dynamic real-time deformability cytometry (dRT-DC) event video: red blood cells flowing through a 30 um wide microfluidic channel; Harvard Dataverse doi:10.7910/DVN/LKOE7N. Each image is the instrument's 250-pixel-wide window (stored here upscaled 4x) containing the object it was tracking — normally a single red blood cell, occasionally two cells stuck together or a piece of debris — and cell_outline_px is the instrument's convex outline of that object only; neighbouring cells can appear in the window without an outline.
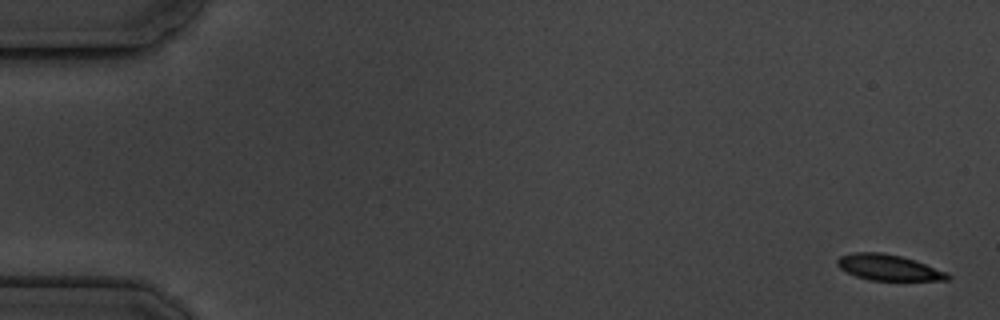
{"species": "common noctule bat (a hibernating species)", "species_latin": "Nyctalus noctula", "temperature_condition": "cold", "stored_images_in_passage": 17, "camera_frame_rate_fps": 3000, "um_per_image_px": 0.085, "animal": {"sex": "male", "body_mass_g": 19.5, "forearm_length_mm": 54.6}, "frame": {"image": 1, "passage_image": 1, "time_ms": 0.0, "image_size_px": [1000, 320], "cell_outline_px": [[952, 276], [948, 280], [868, 280], [856, 276], [840, 268], [836, 264], [836, 260], [840, 256], [856, 252], [880, 252], [900, 256], [916, 260], [948, 272]], "centroid_in_image_um": [75.55, 22.74], "position_along_channel_um": 9.4, "area_um2": 16.65}}
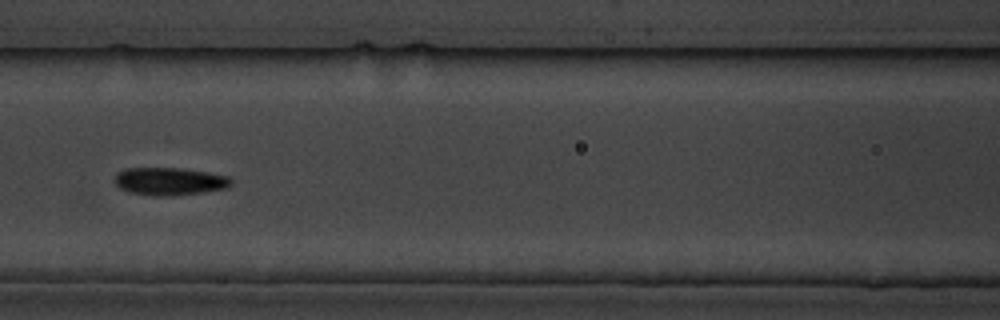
{"frame": {"image": 2, "passage_image": 8, "time_ms": 8.0, "image_size_px": [1000, 320], "cell_outline_px": [[232, 184], [228, 188], [172, 196], [152, 196], [128, 192], [120, 188], [112, 180], [116, 172], [124, 168], [180, 168], [208, 172], [228, 176], [232, 180]], "centroid_in_image_um": [14.36, 15.41], "position_along_channel_um": 152.2, "area_um2": 19.07}}
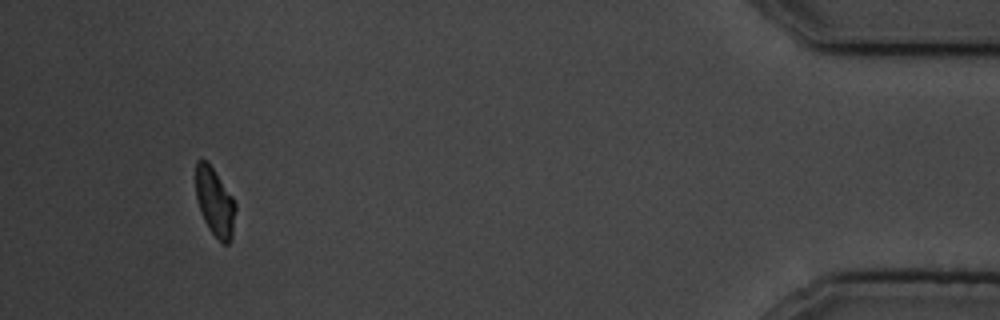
{"frame": {"image": 3, "passage_image": 16, "time_ms": 17.333, "image_size_px": [1000, 320], "cell_outline_px": [[236, 208], [232, 240], [228, 244], [224, 244], [208, 228], [200, 212], [196, 196], [196, 160], [204, 160], [212, 168], [232, 196], [236, 204]], "centroid_in_image_um": [18.27, 17.22], "position_along_channel_um": 416.9, "area_um2": 15.61}, "authors_computed_cell_mechanics": {"area_um2": 17.4556, "velocity_mm_per_s": 3.5507, "shape_relaxation_time_tau1_ms": 1.7013, "shape_relaxation_time_tau2_ms": 4.098, "deformation_change_tau1": 0.0947, "deformation_change_tau2": 0.0612}}